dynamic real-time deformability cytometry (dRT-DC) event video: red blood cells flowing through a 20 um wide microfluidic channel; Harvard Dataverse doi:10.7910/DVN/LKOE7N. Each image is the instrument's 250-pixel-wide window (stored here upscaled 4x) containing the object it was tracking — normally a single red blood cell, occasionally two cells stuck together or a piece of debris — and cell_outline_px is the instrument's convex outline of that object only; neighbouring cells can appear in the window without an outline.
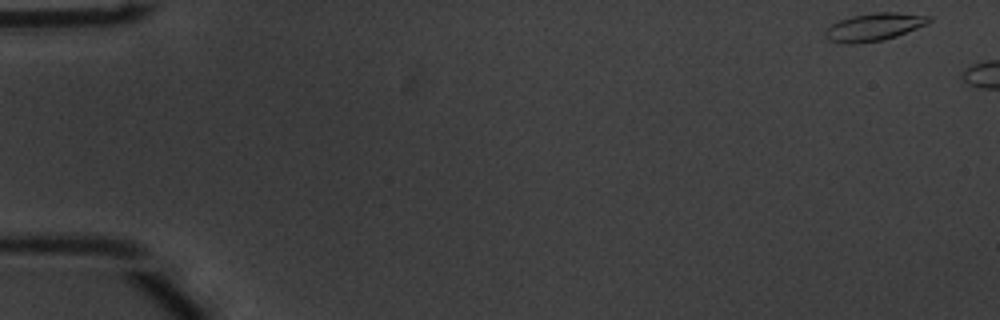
{"species": "common noctule bat (a hibernating species)", "species_latin": "Nyctalus noctula", "temperature_condition": "warm", "stored_images_in_passage": 6, "camera_frame_rate_fps": 3000, "um_per_image_px": 0.085, "animal": {"sex": "male", "body_mass_g": 20.1, "forearm_length_mm": 53.5}, "frame": {"image": 1, "passage_image": 1, "time_ms": 0.0, "image_size_px": [1000, 320], "cell_outline_px": [[932, 20], [928, 24], [896, 36], [884, 40], [848, 44], [844, 44], [828, 40], [824, 36], [824, 32], [832, 24], [840, 20], [852, 16], [872, 12], [896, 12], [932, 16]], "centroid_in_image_um": [74.31, 2.29], "position_along_channel_um": 10.7, "area_um2": 16.82}}